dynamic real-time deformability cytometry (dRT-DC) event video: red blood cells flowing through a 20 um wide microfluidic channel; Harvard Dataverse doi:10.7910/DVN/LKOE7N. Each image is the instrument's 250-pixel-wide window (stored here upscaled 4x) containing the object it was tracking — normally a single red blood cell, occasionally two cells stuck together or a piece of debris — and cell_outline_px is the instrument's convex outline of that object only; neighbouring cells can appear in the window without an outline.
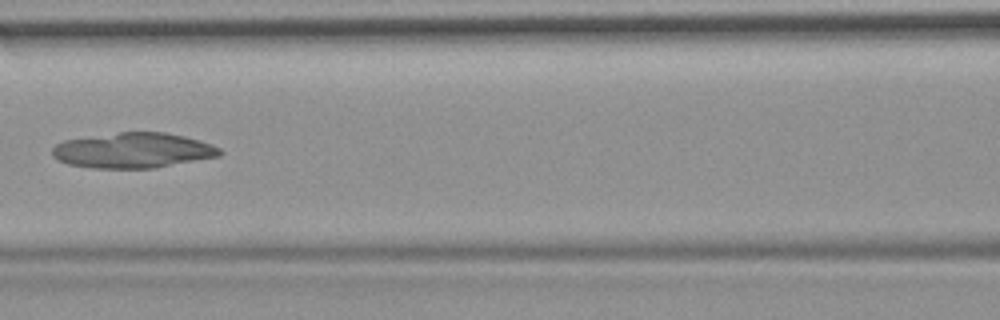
{"species": "common noctule bat (a hibernating species)", "species_latin": "Nyctalus noctula", "temperature_condition": "room temperature", "stored_images_in_passage": 10, "camera_frame_rate_fps": 3000, "um_per_image_px": 0.085, "animal": {"sex": "female", "body_mass_g": 19.9}, "frame": {"image": 1, "passage_image": 7, "time_ms": 8.0, "image_size_px": [1000, 320], "cell_outline_px": [[224, 152], [220, 156], [152, 168], [92, 168], [68, 164], [56, 160], [52, 156], [52, 148], [56, 144], [64, 140], [120, 132], [164, 132], [184, 136], [212, 144], [220, 148]], "centroid_in_image_um": [11.3, 12.79], "position_along_channel_um": 155.3, "area_um2": 34.39}}
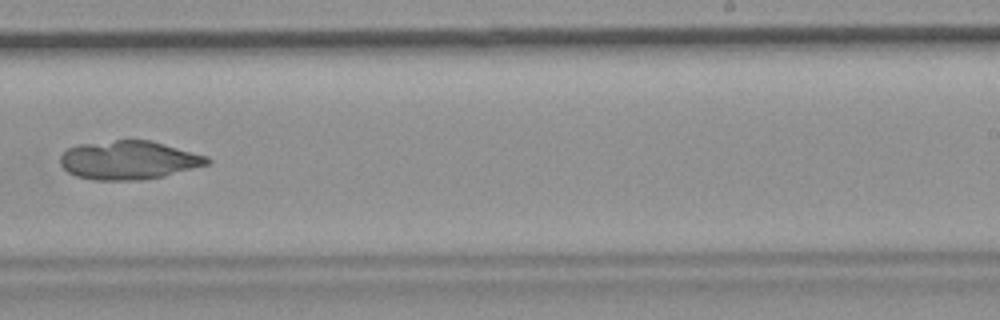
{"frame": {"image": 2, "passage_image": 10, "time_ms": 11.333, "image_size_px": [1000, 320], "cell_outline_px": [[212, 164], [164, 176], [140, 180], [92, 180], [76, 176], [68, 172], [60, 164], [60, 156], [68, 148], [80, 144], [116, 140], [148, 140], [164, 144], [208, 156], [212, 160]], "centroid_in_image_um": [10.97, 13.62], "position_along_channel_um": 278.0, "area_um2": 33.18}}